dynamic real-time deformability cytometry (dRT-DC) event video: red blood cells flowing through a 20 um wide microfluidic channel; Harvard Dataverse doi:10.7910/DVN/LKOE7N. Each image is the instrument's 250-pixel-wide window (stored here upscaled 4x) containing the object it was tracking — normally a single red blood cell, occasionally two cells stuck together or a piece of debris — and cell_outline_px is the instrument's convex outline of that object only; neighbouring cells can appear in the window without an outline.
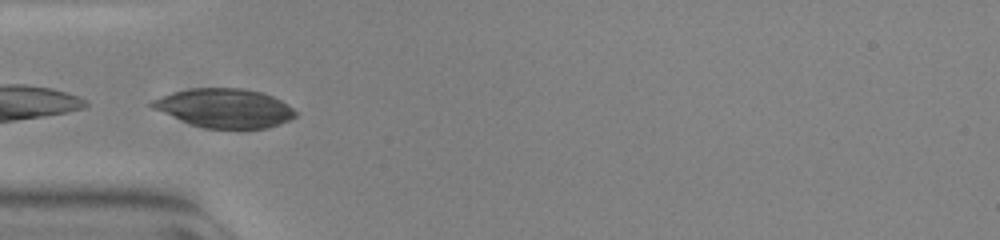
{"species": "common noctule bat (a hibernating species)", "species_latin": "Nyctalus noctula", "temperature_condition": "warm", "stored_images_in_passage": 7, "camera_frame_rate_fps": 3000, "um_per_image_px": 0.085, "animal": {"sex": "female", "body_mass_g": 23.0, "forearm_length_mm": 53.4}, "frame": {"image": 1, "passage_image": 1, "time_ms": 0.0, "image_size_px": [1000, 240], "cell_outline_px": [[296, 116], [288, 120], [268, 128], [204, 128], [192, 124], [152, 108], [148, 104], [152, 100], [176, 92], [192, 88], [240, 88], [260, 92], [272, 96], [288, 104], [296, 112]], "centroid_in_image_um": [19.11, 9.19], "position_along_channel_um": 65.9, "area_um2": 31.96}}